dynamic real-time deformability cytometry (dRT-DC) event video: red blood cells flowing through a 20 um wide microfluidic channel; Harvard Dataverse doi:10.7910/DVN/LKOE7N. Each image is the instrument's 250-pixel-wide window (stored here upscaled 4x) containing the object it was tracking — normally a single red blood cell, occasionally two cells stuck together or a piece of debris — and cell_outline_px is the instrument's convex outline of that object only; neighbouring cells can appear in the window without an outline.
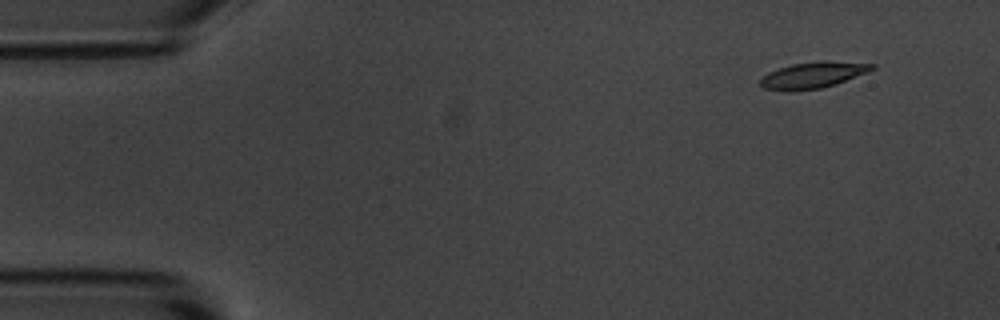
{"species": "common noctule bat (a hibernating species)", "species_latin": "Nyctalus noctula", "temperature_condition": "room temperature", "stored_images_in_passage": 4, "camera_frame_rate_fps": 3000, "um_per_image_px": 0.085, "animal": {"sex": "male", "body_mass_g": 20.1, "forearm_length_mm": 53.5}, "frame": {"image": 1, "passage_image": 1, "time_ms": 0.0, "image_size_px": [1000, 320], "cell_outline_px": [[876, 68], [868, 72], [836, 84], [820, 88], [792, 92], [788, 92], [764, 88], [760, 84], [760, 80], [768, 72], [792, 64], [824, 60], [876, 64]], "centroid_in_image_um": [69.12, 6.39], "position_along_channel_um": 15.9, "area_um2": 17.17}}